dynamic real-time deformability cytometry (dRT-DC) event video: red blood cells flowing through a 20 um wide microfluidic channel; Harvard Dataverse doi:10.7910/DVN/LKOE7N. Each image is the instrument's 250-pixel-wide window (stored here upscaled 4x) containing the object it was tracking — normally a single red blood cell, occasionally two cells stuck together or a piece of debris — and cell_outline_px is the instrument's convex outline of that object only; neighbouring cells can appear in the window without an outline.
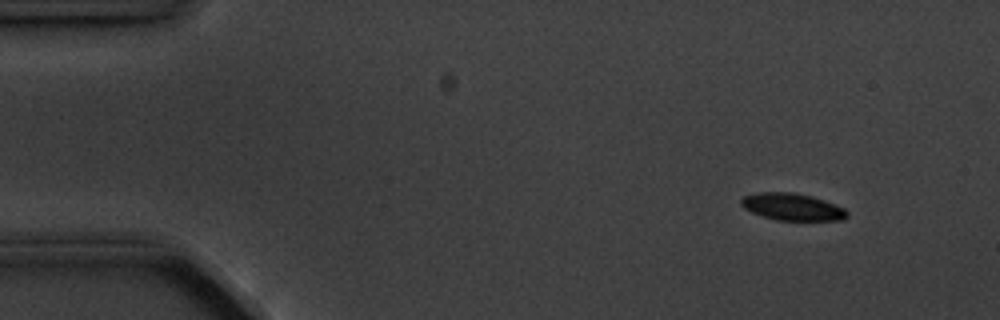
{"species": "common noctule bat (a hibernating species)", "species_latin": "Nyctalus noctula", "temperature_condition": "cold", "stored_images_in_passage": 4, "camera_frame_rate_fps": 3000, "um_per_image_px": 0.085, "animal": {"sex": "male", "body_mass_g": 20.1, "forearm_length_mm": 53.5}, "frame": {"image": 1, "passage_image": 1, "time_ms": 0.0, "image_size_px": [1000, 320], "cell_outline_px": [[848, 216], [844, 220], [776, 220], [752, 212], [744, 208], [740, 204], [740, 200], [744, 196], [756, 192], [792, 192], [812, 196], [824, 200], [844, 208], [848, 212]], "centroid_in_image_um": [67.34, 17.58], "position_along_channel_um": 17.7, "area_um2": 16.7}}